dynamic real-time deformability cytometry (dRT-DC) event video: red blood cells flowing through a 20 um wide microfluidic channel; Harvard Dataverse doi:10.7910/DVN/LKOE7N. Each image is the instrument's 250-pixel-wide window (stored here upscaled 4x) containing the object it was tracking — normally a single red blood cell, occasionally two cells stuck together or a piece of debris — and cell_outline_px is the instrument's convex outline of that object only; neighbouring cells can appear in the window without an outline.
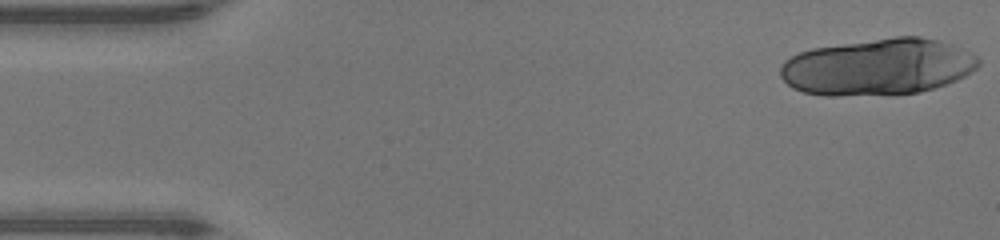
{"species": "human", "species_latin": "Homo sapiens", "temperature_condition": "warm", "stored_images_in_passage": 25, "camera_frame_rate_fps": 3000, "um_per_image_px": 0.085, "donor": {"sex": "male"}, "frame": {"image": 1, "passage_image": 1, "time_ms": 0.0, "image_size_px": [1000, 240], "cell_outline_px": [[980, 64], [976, 68], [964, 76], [956, 80], [920, 92], [896, 96], [824, 96], [804, 92], [792, 88], [780, 76], [780, 64], [784, 60], [800, 52], [812, 48], [896, 36], [920, 36], [952, 44], [976, 56], [980, 60]], "centroid_in_image_um": [74.59, 5.71], "position_along_channel_um": 10.4, "area_um2": 65.83}}
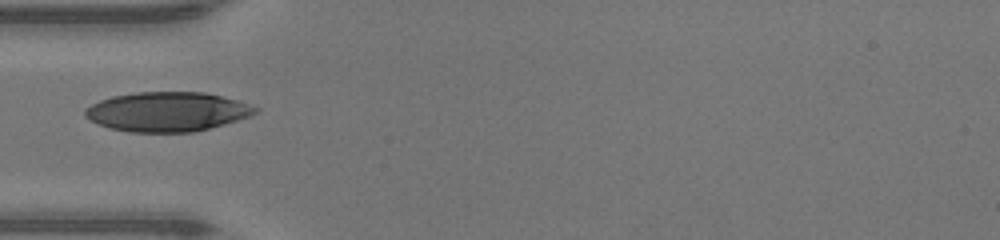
{"frame": {"image": 2, "passage_image": 15, "time_ms": 4.667, "image_size_px": [1000, 240], "cell_outline_px": [[260, 112], [224, 124], [192, 132], [128, 132], [108, 128], [84, 116], [84, 108], [100, 100], [112, 96], [136, 92], [204, 92], [236, 100], [260, 108]], "centroid_in_image_um": [14.19, 9.49], "position_along_channel_um": 70.8, "area_um2": 39.02}}
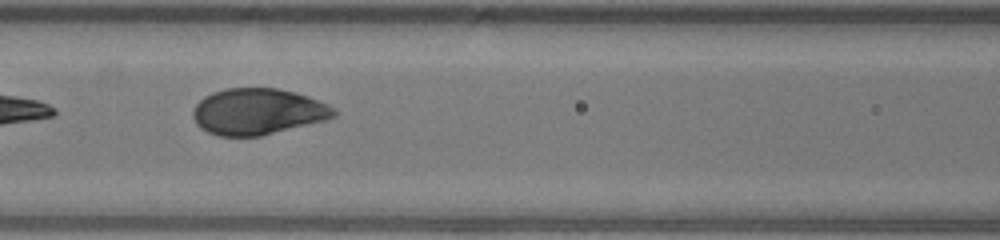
{"frame": {"image": 3, "passage_image": 20, "time_ms": 6.333, "image_size_px": [1000, 240], "cell_outline_px": [[336, 116], [324, 120], [260, 136], [216, 136], [200, 128], [196, 124], [192, 116], [192, 112], [196, 104], [204, 96], [212, 92], [224, 88], [276, 88], [296, 92], [308, 96], [328, 104], [336, 112]], "centroid_in_image_um": [21.87, 9.48], "position_along_channel_um": 144.7, "area_um2": 37.97}}